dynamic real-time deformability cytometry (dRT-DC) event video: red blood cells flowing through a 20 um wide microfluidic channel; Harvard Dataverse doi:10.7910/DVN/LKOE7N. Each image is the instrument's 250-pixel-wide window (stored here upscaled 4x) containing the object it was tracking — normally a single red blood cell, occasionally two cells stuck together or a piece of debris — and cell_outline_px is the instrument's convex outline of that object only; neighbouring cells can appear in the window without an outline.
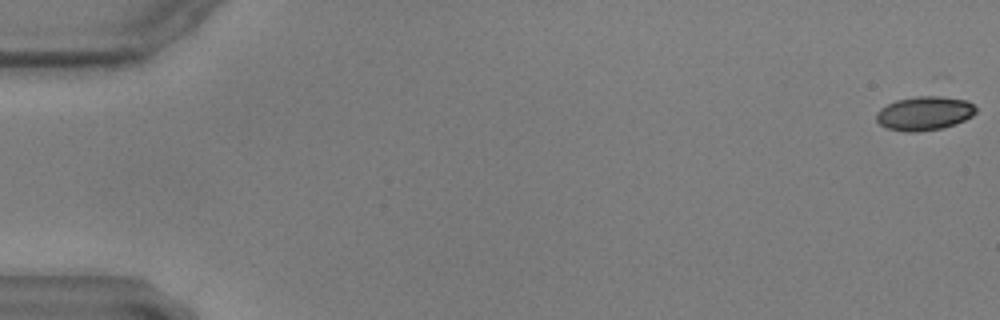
{"species": "common noctule bat (a hibernating species)", "species_latin": "Nyctalus noctula", "temperature_condition": "warm", "stored_images_in_passage": 28, "camera_frame_rate_fps": 3000, "um_per_image_px": 0.085, "animal": {"sex": "male", "body_mass_g": 17.9, "forearm_length_mm": 54.2}, "frame": {"image": 1, "passage_image": 1, "time_ms": 0.0, "image_size_px": [1000, 320], "cell_outline_px": [[976, 112], [972, 116], [956, 124], [940, 128], [916, 132], [904, 132], [888, 128], [880, 124], [876, 120], [876, 112], [880, 108], [896, 100], [932, 92], [968, 100], [976, 108]], "centroid_in_image_um": [78.6, 9.57], "position_along_channel_um": 6.4, "area_um2": 20.4}}
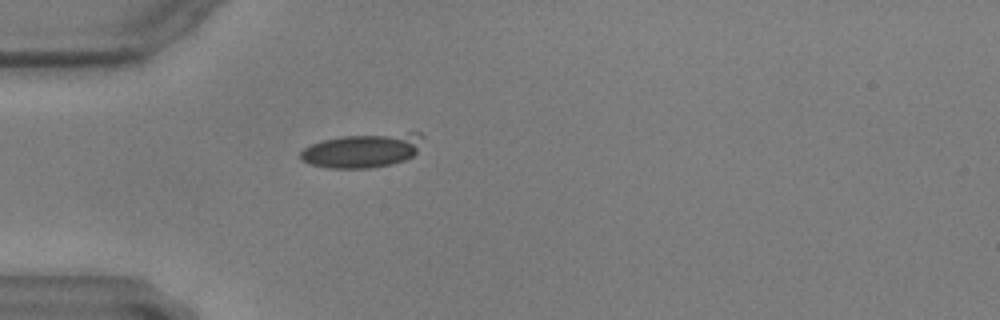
{"frame": {"image": 2, "passage_image": 18, "time_ms": 5.667, "image_size_px": [1000, 320], "cell_outline_px": [[424, 136], [416, 152], [412, 156], [404, 160], [392, 164], [368, 168], [328, 168], [312, 164], [300, 160], [300, 152], [304, 148], [312, 144], [324, 140], [344, 136], [416, 132], [420, 132]], "centroid_in_image_um": [30.82, 12.79], "position_along_channel_um": 54.2, "area_um2": 24.1}}